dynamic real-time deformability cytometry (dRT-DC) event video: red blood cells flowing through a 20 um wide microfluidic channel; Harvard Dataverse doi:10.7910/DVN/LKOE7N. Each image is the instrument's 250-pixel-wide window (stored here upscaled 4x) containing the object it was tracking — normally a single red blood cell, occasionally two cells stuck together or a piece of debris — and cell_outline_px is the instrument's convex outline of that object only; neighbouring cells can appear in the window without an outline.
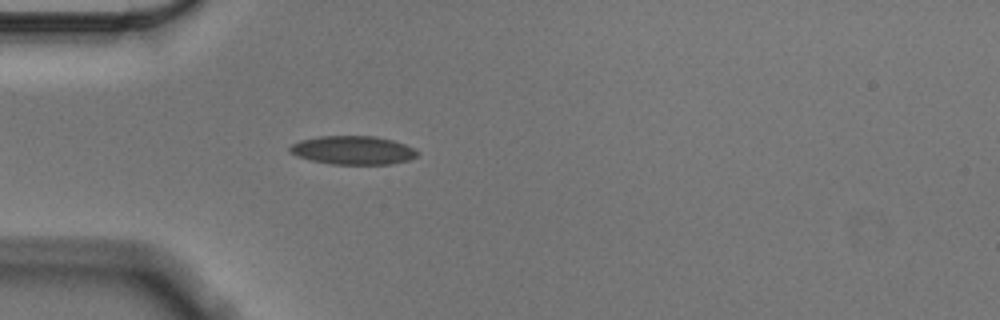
{"species": "Egyptian fruit bat (a non-hibernating species)", "species_latin": "Rousettus aegyptiacus", "temperature_condition": "cold", "stored_images_in_passage": 38, "camera_frame_rate_fps": 3000, "um_per_image_px": 0.085, "animal": {"sex": "male"}, "frame": {"image": 1, "passage_image": 1, "time_ms": 0.0, "image_size_px": [1000, 320], "cell_outline_px": [[420, 152], [416, 156], [408, 160], [392, 164], [332, 164], [312, 160], [296, 156], [288, 152], [288, 148], [292, 144], [300, 140], [320, 136], [376, 136], [392, 140], [404, 144]], "centroid_in_image_um": [29.98, 12.76], "position_along_channel_um": 55.0, "area_um2": 21.21}}
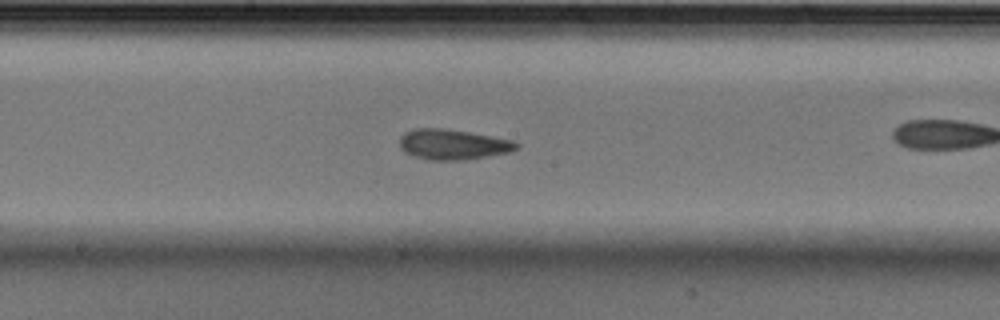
{"frame": {"image": 2, "passage_image": 11, "time_ms": 3.333, "image_size_px": [1000, 320], "cell_outline_px": [[520, 144], [516, 148], [508, 152], [464, 160], [424, 160], [404, 152], [400, 148], [400, 136], [404, 132], [416, 128], [444, 128], [468, 132], [512, 140]], "centroid_in_image_um": [38.43, 12.28], "position_along_channel_um": 209.8, "area_um2": 20.58}}
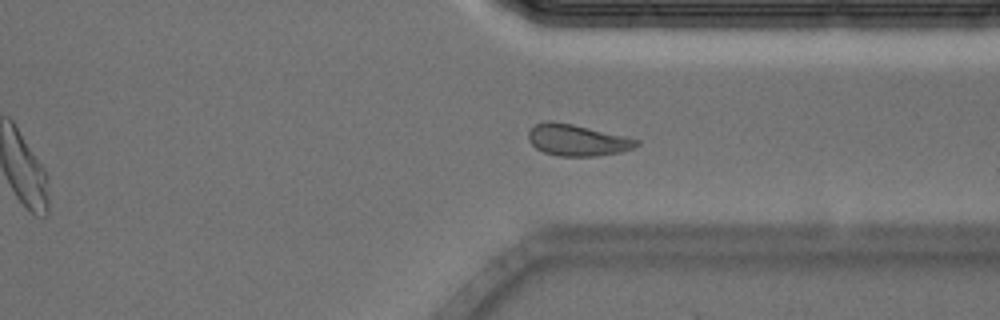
{"frame": {"image": 3, "passage_image": 24, "time_ms": 7.667, "image_size_px": [1000, 320], "cell_outline_px": [[640, 144], [632, 148], [620, 152], [596, 156], [560, 156], [544, 152], [536, 148], [528, 140], [528, 132], [532, 124], [544, 120], [552, 120], [572, 124], [624, 136], [640, 140]], "centroid_in_image_um": [49.0, 11.89], "position_along_channel_um": 362.4, "area_um2": 19.88}, "authors_computed_cell_mechanics": {"area_um2": 20.2878, "velocity_mm_per_s": 3.5222, "shape_relaxation_time_tau1_ms": 4.5451, "shape_relaxation_time_tau2_ms": 1.5349, "deformation_change_tau1": 0.0875, "deformation_change_tau2": 0.0423}}